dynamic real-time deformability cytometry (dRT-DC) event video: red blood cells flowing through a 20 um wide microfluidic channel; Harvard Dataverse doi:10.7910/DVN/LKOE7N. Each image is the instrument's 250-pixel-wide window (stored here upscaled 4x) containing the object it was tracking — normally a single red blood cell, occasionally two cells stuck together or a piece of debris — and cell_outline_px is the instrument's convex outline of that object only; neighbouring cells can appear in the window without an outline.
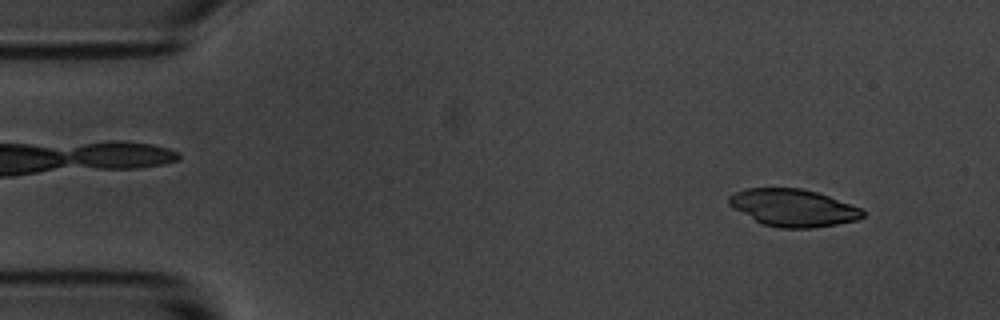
{"species": "common noctule bat (a hibernating species)", "species_latin": "Nyctalus noctula", "temperature_condition": "room temperature", "stored_images_in_passage": 5, "segment_of_instrument_passage": [1, 2], "camera_frame_rate_fps": 3000, "um_per_image_px": 0.085, "animal": {"sex": "male", "body_mass_g": 20.1, "forearm_length_mm": 53.5}, "frame": {"image": 1, "passage_image": 1, "time_ms": 0.0, "image_size_px": [1000, 320], "cell_outline_px": [[864, 216], [856, 220], [836, 224], [812, 228], [780, 228], [764, 224], [756, 220], [728, 204], [728, 196], [736, 192], [748, 188], [800, 188], [816, 192], [828, 196], [860, 208], [864, 212]], "centroid_in_image_um": [67.42, 17.66], "position_along_channel_um": 17.6, "area_um2": 28.55}}